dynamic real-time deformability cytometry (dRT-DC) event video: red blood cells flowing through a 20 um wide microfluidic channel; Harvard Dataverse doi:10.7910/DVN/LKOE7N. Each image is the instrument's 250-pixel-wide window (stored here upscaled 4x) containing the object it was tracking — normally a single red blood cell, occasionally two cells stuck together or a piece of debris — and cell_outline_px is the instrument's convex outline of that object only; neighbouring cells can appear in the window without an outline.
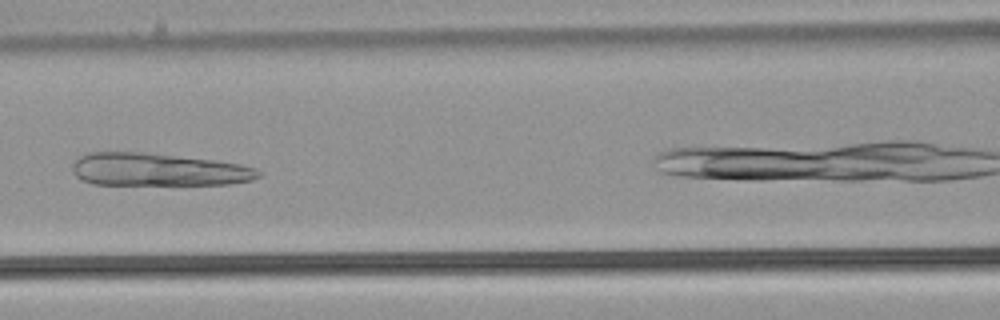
{"species": "common noctule bat (a hibernating species)", "species_latin": "Nyctalus noctula", "temperature_condition": "warm", "stored_images_in_passage": 26, "camera_frame_rate_fps": 3000, "um_per_image_px": 0.085, "animal": {"sex": "male", "body_mass_g": 21.5, "forearm_length_mm": 52.0}, "frame": {"image": 1, "passage_image": 7, "time_ms": 2.0, "image_size_px": [1000, 320], "cell_outline_px": [[260, 176], [252, 180], [228, 184], [92, 184], [76, 176], [72, 172], [72, 164], [80, 156], [88, 152], [140, 152], [212, 160], [240, 164], [256, 168], [260, 172]], "centroid_in_image_um": [13.41, 14.42], "position_along_channel_um": 153.2, "area_um2": 35.2}}
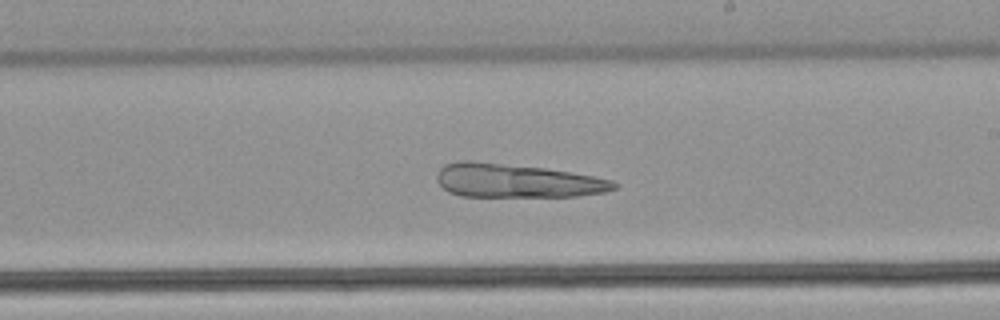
{"frame": {"image": 2, "passage_image": 14, "time_ms": 4.333, "image_size_px": [1000, 320], "cell_outline_px": [[620, 184], [616, 188], [604, 192], [580, 196], [460, 196], [448, 192], [436, 180], [436, 176], [440, 168], [444, 164], [460, 160], [468, 160], [544, 168], [572, 172], [612, 180]], "centroid_in_image_um": [43.91, 15.36], "position_along_channel_um": 245.1, "area_um2": 34.8}}
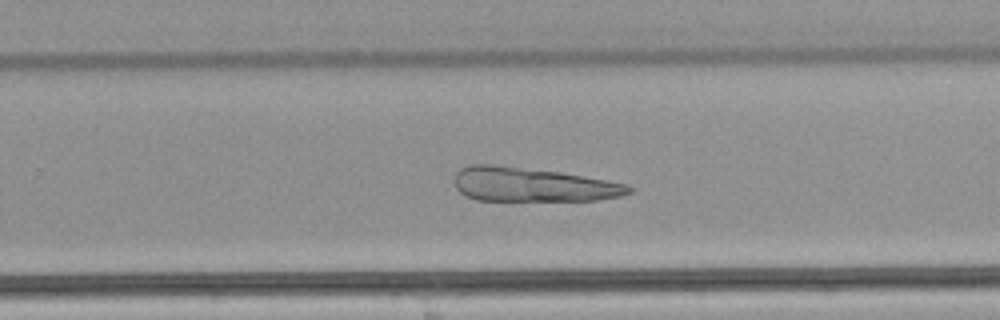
{"frame": {"image": 3, "passage_image": 17, "time_ms": 5.333, "image_size_px": [1000, 320], "cell_outline_px": [[632, 192], [620, 196], [596, 200], [476, 200], [460, 192], [456, 188], [452, 180], [456, 172], [460, 168], [468, 164], [496, 164], [560, 172], [584, 176], [628, 184], [632, 188]], "centroid_in_image_um": [45.21, 15.68], "position_along_channel_um": 284.6, "area_um2": 34.8}}